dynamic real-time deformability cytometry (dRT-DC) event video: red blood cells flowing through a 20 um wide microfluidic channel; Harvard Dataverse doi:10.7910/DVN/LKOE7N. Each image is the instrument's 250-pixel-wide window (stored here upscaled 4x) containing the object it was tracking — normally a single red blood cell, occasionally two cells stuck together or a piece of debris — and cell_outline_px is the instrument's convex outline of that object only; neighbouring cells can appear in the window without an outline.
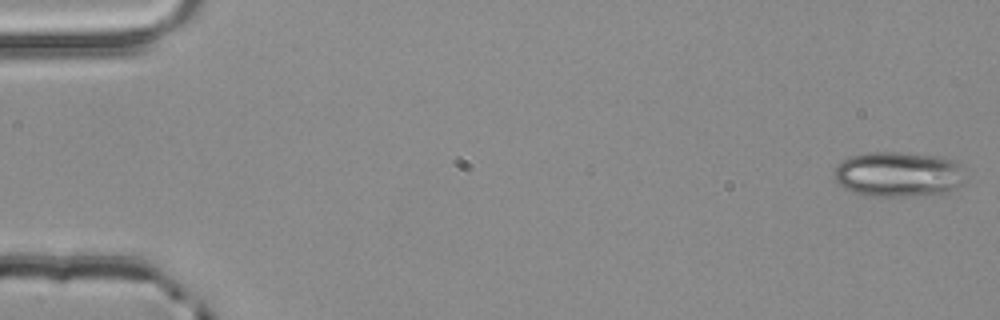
{"species": "common noctule bat (a hibernating species)", "species_latin": "Nyctalus noctula", "temperature_condition": "room temperature", "stored_images_in_passage": 4, "camera_frame_rate_fps": 3000, "um_per_image_px": 0.085, "animal": {"sex": "male", "body_mass_g": 20.4}, "frame": {"image": 1, "passage_image": 1, "time_ms": 0.0, "image_size_px": [1000, 320], "cell_outline_px": [[968, 180], [964, 184], [944, 196], [864, 196], [852, 192], [844, 188], [836, 180], [836, 164], [840, 160], [848, 156], [868, 152], [896, 152], [940, 156], [956, 160], [960, 164]], "centroid_in_image_um": [76.46, 14.84], "position_along_channel_um": 8.5, "area_um2": 35.78}}